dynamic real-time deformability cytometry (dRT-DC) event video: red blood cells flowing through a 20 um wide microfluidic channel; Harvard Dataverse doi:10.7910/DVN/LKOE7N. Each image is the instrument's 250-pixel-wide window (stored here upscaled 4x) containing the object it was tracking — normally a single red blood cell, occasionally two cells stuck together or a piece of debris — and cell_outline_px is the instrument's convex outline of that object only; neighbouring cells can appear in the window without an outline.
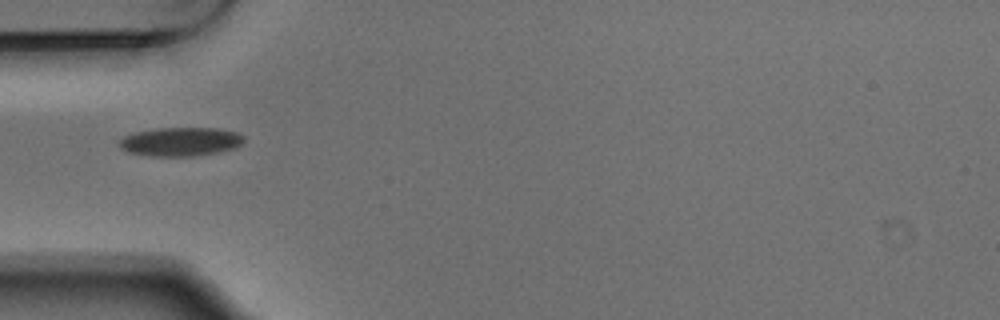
{"species": "Egyptian fruit bat (a non-hibernating species)", "species_latin": "Rousettus aegyptiacus", "temperature_condition": "warm", "stored_images_in_passage": 9, "camera_frame_rate_fps": 3000, "um_per_image_px": 0.085, "animal": {"sex": "male"}, "frame": {"image": 1, "passage_image": 6, "time_ms": 1.667, "image_size_px": [1000, 320], "cell_outline_px": [[244, 140], [236, 148], [216, 152], [192, 156], [148, 156], [128, 152], [120, 148], [120, 140], [124, 136], [136, 132], [156, 128], [216, 128], [236, 132], [244, 136]], "centroid_in_image_um": [15.34, 12.04], "position_along_channel_um": 69.7, "area_um2": 20.81}}
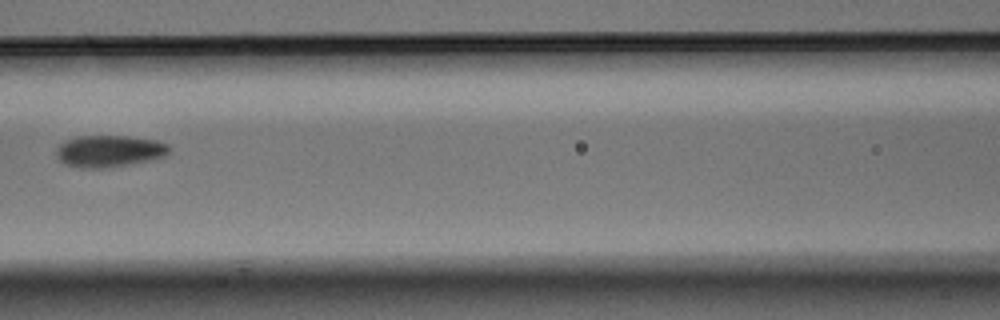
{"frame": {"image": 2, "passage_image": 8, "time_ms": 2.333, "image_size_px": [1000, 320], "cell_outline_px": [[172, 148], [164, 156], [152, 160], [108, 168], [80, 168], [64, 164], [56, 156], [56, 148], [60, 144], [68, 140], [80, 136], [128, 136], [156, 140], [168, 144]], "centroid_in_image_um": [9.3, 12.85], "position_along_channel_um": 157.3, "area_um2": 21.04}}
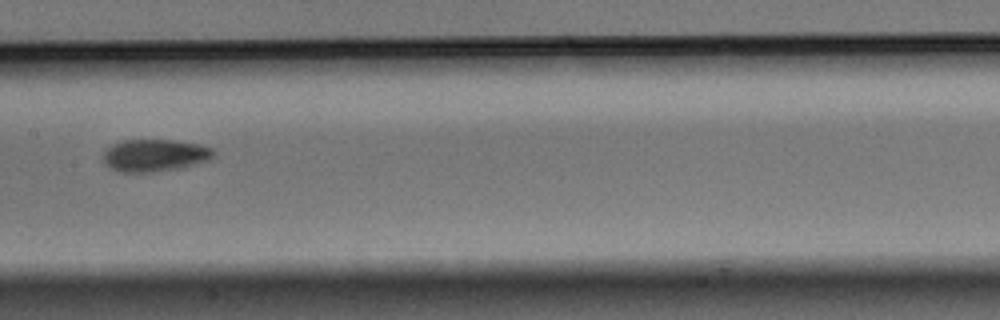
{"frame": {"image": 3, "passage_image": 9, "time_ms": 2.667, "image_size_px": [1000, 320], "cell_outline_px": [[216, 152], [212, 160], [180, 168], [152, 172], [120, 172], [104, 164], [104, 152], [112, 144], [120, 140], [172, 140], [200, 144], [212, 148]], "centroid_in_image_um": [13.19, 13.2], "position_along_channel_um": 194.2, "area_um2": 20.92}}